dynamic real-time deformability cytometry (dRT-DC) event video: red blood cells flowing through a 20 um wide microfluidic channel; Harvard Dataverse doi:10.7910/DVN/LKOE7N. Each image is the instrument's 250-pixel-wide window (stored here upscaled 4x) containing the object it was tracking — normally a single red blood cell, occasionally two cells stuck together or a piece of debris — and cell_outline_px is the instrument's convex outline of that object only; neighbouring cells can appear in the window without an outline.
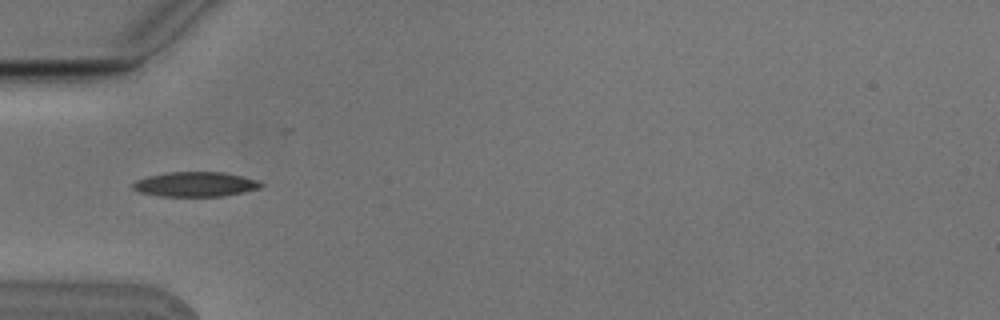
{"species": "Egyptian fruit bat (a non-hibernating species)", "species_latin": "Rousettus aegyptiacus", "temperature_condition": "cold", "stored_images_in_passage": 9, "camera_frame_rate_fps": 3000, "um_per_image_px": 0.085, "animal": {"sex": "male"}, "frame": {"image": 1, "passage_image": 6, "time_ms": 1.667, "image_size_px": [1000, 320], "cell_outline_px": [[264, 184], [260, 188], [244, 192], [224, 196], [160, 196], [140, 192], [132, 188], [132, 184], [136, 180], [148, 176], [168, 172], [224, 172], [244, 176], [256, 180]], "centroid_in_image_um": [16.62, 15.66], "position_along_channel_um": 68.4, "area_um2": 18.5}}
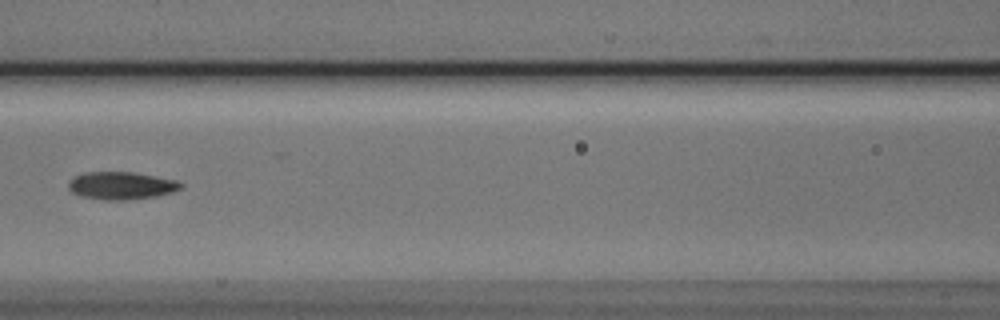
{"frame": {"image": 2, "passage_image": 8, "time_ms": 2.333, "image_size_px": [1000, 320], "cell_outline_px": [[184, 188], [172, 192], [156, 196], [128, 200], [104, 200], [80, 196], [72, 192], [68, 188], [68, 180], [72, 176], [88, 172], [132, 172], [176, 180], [184, 184]], "centroid_in_image_um": [10.3, 15.78], "position_along_channel_um": 156.3, "area_um2": 18.26}}
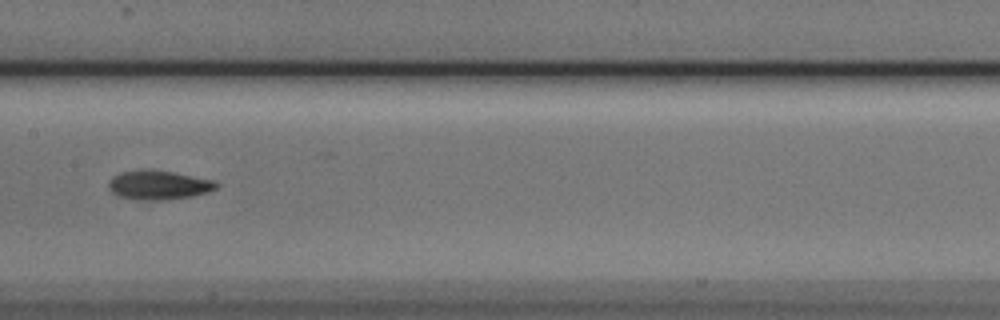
{"frame": {"image": 3, "passage_image": 9, "time_ms": 2.667, "image_size_px": [1000, 320], "cell_outline_px": [[220, 184], [216, 188], [208, 192], [192, 196], [164, 200], [152, 200], [116, 196], [108, 188], [108, 180], [112, 176], [120, 172], [172, 172], [216, 180]], "centroid_in_image_um": [13.52, 15.76], "position_along_channel_um": 193.9, "area_um2": 17.74}}